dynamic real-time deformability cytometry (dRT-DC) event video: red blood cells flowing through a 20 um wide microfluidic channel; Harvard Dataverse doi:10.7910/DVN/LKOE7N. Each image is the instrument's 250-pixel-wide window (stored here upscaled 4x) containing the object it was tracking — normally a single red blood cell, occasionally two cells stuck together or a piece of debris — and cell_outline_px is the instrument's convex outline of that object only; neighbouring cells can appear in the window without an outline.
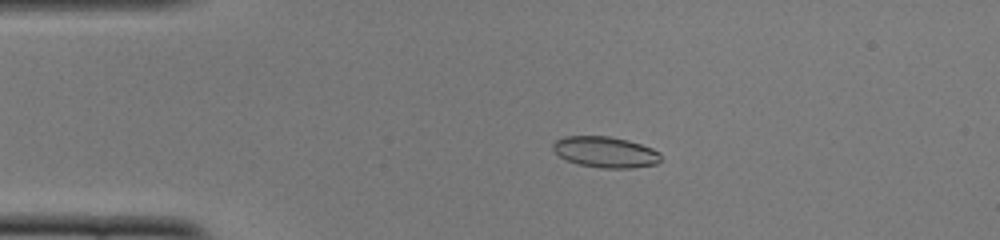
{"species": "common noctule bat (a hibernating species)", "species_latin": "Nyctalus noctula", "temperature_condition": "cold", "stored_images_in_passage": 51, "camera_frame_rate_fps": 3000, "um_per_image_px": 0.085, "animal": {"sex": "female", "body_mass_g": 22.0, "forearm_length_mm": 56.7}, "frame": {"image": 1, "passage_image": 10, "time_ms": 3.0, "image_size_px": [1000, 240], "cell_outline_px": [[660, 160], [656, 164], [632, 168], [600, 168], [580, 164], [568, 160], [560, 156], [552, 148], [552, 144], [556, 140], [564, 136], [608, 136], [628, 140], [652, 148], [660, 152]], "centroid_in_image_um": [51.46, 12.92], "position_along_channel_um": 33.5, "area_um2": 19.36}}
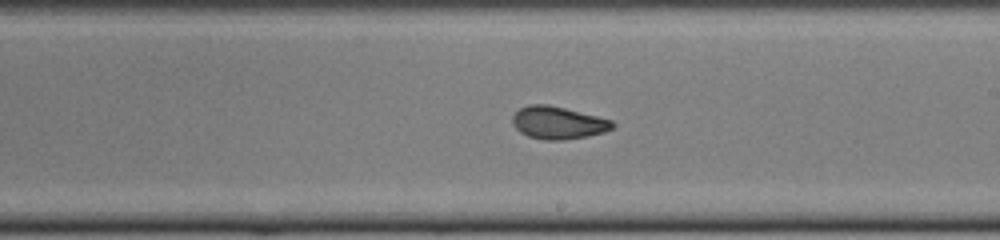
{"frame": {"image": 2, "passage_image": 29, "time_ms": 9.333, "image_size_px": [1000, 240], "cell_outline_px": [[616, 124], [612, 128], [604, 132], [588, 136], [564, 140], [544, 140], [528, 136], [520, 132], [512, 124], [512, 116], [520, 108], [528, 104], [548, 104], [612, 120]], "centroid_in_image_um": [47.42, 10.44], "position_along_channel_um": 241.6, "area_um2": 18.96}}
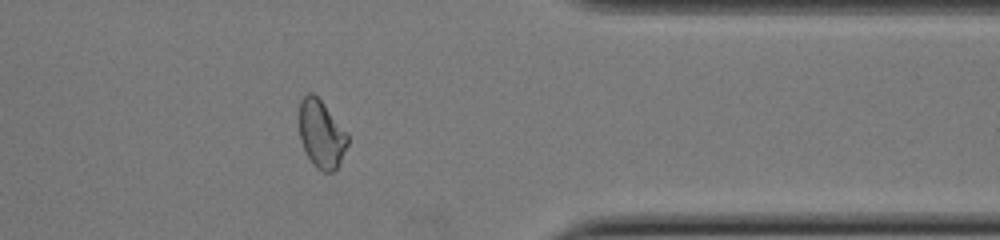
{"frame": {"image": 3, "passage_image": 41, "time_ms": 13.333, "image_size_px": [1000, 240], "cell_outline_px": [[348, 144], [336, 168], [332, 172], [324, 172], [316, 168], [312, 164], [300, 140], [300, 100], [308, 92], [312, 92], [324, 104], [348, 136]], "centroid_in_image_um": [27.29, 11.41], "position_along_channel_um": 384.1, "area_um2": 18.67}, "authors_computed_cell_mechanics": {"area_um2": 19.1318, "velocity_mm_per_s": 3.8928, "shape_relaxation_time_tau1_ms": null, "shape_relaxation_time_tau2_ms": 2.4635, "deformation_change_tau1": null, "deformation_change_tau2": 0.0617}}